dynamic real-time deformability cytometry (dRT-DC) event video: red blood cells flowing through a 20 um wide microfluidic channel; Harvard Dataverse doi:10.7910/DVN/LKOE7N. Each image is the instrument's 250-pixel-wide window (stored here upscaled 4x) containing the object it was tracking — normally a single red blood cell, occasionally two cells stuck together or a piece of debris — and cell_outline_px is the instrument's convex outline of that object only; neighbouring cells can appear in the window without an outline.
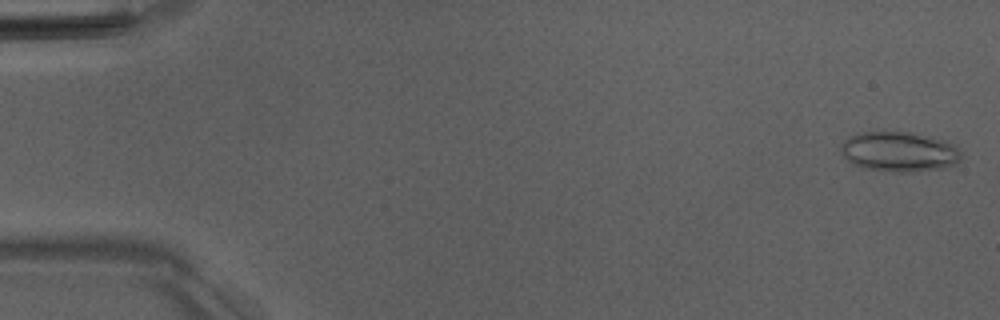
{"species": "Egyptian fruit bat (a non-hibernating species)", "species_latin": "Rousettus aegyptiacus", "temperature_condition": "room temperature", "stored_images_in_passage": 9, "camera_frame_rate_fps": 3000, "um_per_image_px": 0.085, "animal": {"sex": "male"}, "frame": {"image": 1, "passage_image": 2, "time_ms": 0.333, "image_size_px": [1000, 320], "cell_outline_px": [[964, 156], [956, 164], [944, 168], [908, 172], [896, 172], [864, 168], [852, 164], [840, 152], [840, 144], [848, 136], [860, 132], [912, 132], [932, 136], [944, 140], [956, 148]], "centroid_in_image_um": [76.42, 12.89], "position_along_channel_um": 8.6, "area_um2": 28.26}}